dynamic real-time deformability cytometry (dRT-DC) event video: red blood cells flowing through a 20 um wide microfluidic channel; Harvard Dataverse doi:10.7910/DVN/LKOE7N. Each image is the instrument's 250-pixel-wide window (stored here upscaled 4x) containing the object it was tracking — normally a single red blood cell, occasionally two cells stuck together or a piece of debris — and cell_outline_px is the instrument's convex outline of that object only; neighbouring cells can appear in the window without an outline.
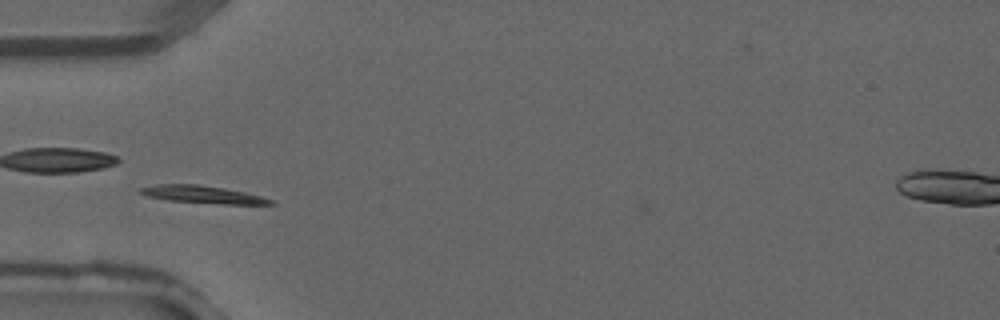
{"species": "common noctule bat (a hibernating species)", "species_latin": "Nyctalus noctula", "temperature_condition": "warm", "stored_images_in_passage": 4, "camera_frame_rate_fps": 3000, "um_per_image_px": 0.085, "animal": {"sex": "male", "forearm_length_mm": 52.5}, "frame": {"image": 1, "passage_image": 3, "time_ms": 0.667, "image_size_px": [1000, 320], "cell_outline_px": [[276, 204], [224, 204], [168, 200], [144, 196], [136, 192], [136, 188], [156, 184], [196, 184], [224, 188], [244, 192], [260, 196], [272, 200]], "centroid_in_image_um": [17.09, 16.52], "position_along_channel_um": 67.9, "area_um2": 13.35}}
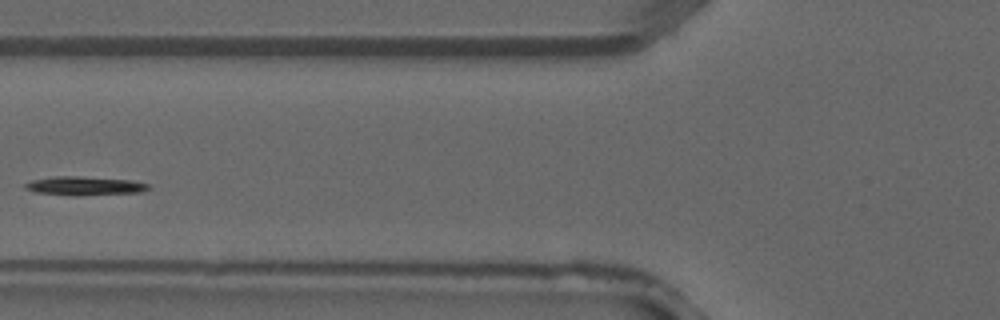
{"frame": {"image": 2, "passage_image": 4, "time_ms": 1.0, "image_size_px": [1000, 320], "cell_outline_px": [[148, 188], [140, 192], [76, 196], [72, 196], [36, 192], [24, 188], [24, 184], [32, 180], [52, 176], [76, 176], [128, 180], [148, 184]], "centroid_in_image_um": [7.11, 15.8], "position_along_channel_um": 118.7, "area_um2": 13.35}}